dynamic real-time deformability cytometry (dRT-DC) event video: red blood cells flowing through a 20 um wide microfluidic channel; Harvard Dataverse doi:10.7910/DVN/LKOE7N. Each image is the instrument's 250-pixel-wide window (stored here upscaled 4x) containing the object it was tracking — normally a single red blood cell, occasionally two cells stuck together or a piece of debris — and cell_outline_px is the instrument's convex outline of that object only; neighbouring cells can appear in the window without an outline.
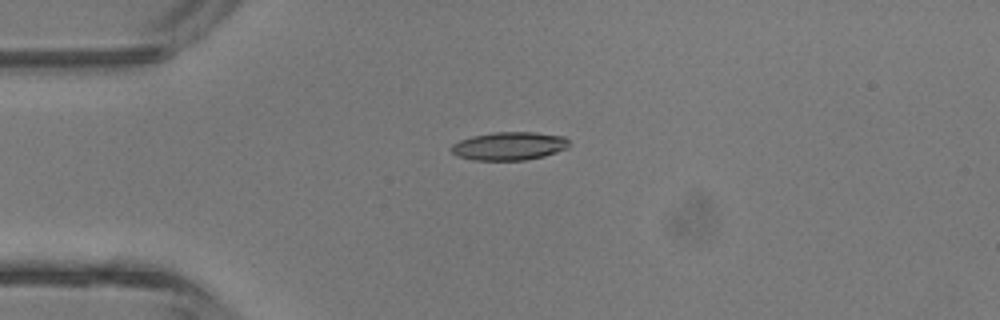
{"species": "common noctule bat (a hibernating species)", "species_latin": "Nyctalus noctula", "temperature_condition": "room temperature", "stored_images_in_passage": 5, "camera_frame_rate_fps": 3000, "um_per_image_px": 0.085, "animal": {"sex": "male", "body_mass_g": 13.3}, "frame": {"image": 1, "passage_image": 5, "time_ms": 4.667, "image_size_px": [1000, 320], "cell_outline_px": [[568, 148], [544, 156], [524, 160], [472, 160], [456, 156], [452, 152], [452, 144], [460, 140], [472, 136], [496, 132], [536, 132], [564, 136], [568, 140]], "centroid_in_image_um": [43.28, 12.41], "position_along_channel_um": 41.7, "area_um2": 19.36}}